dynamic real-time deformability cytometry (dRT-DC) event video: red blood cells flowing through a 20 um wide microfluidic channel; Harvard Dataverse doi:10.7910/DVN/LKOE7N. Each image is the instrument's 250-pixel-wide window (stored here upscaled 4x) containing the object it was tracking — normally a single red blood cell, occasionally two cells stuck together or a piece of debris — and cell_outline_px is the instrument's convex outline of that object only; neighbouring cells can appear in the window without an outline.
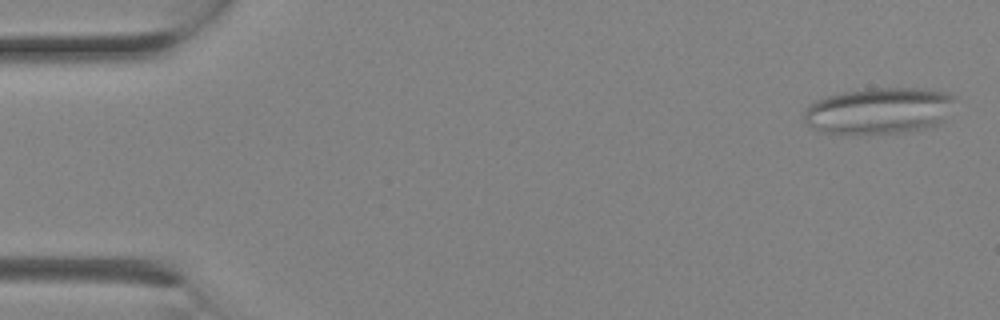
{"species": "Egyptian fruit bat (a non-hibernating species)", "species_latin": "Rousettus aegyptiacus", "temperature_condition": "room temperature", "stored_images_in_passage": 3, "camera_frame_rate_fps": 3000, "um_per_image_px": 0.085, "animal": {"sex": "female"}, "frame": {"image": 1, "passage_image": 3, "time_ms": 0.667, "image_size_px": [1000, 320], "cell_outline_px": [[960, 100], [944, 120], [932, 128], [912, 132], [852, 136], [816, 132], [804, 120], [804, 112], [808, 104], [816, 100], [828, 96], [844, 92], [872, 88], [924, 88], [948, 92], [956, 96]], "centroid_in_image_um": [74.78, 9.45], "position_along_channel_um": 10.2, "area_um2": 42.6}}